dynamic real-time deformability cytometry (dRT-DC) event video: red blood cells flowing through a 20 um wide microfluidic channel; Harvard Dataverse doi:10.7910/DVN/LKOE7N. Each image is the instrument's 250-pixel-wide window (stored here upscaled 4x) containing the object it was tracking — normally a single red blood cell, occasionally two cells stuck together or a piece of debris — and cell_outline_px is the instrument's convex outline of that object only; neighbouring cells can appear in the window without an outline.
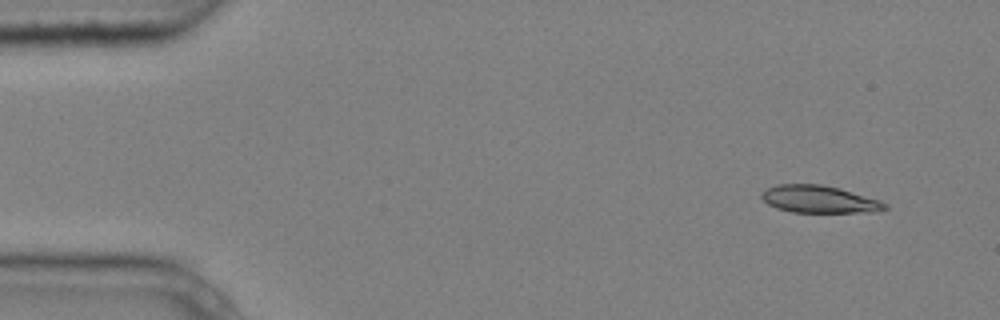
{"species": "common noctule bat (a hibernating species)", "species_latin": "Nyctalus noctula", "temperature_condition": "cold", "stored_images_in_passage": 4, "camera_frame_rate_fps": 3000, "um_per_image_px": 0.085, "animal": {"sex": "male", "body_mass_g": 20.4}, "frame": {"image": 1, "passage_image": 1, "time_ms": 0.0, "image_size_px": [1000, 320], "cell_outline_px": [[888, 208], [876, 212], [792, 212], [776, 208], [768, 204], [760, 196], [760, 192], [776, 184], [820, 184], [840, 188], [880, 200], [888, 204]], "centroid_in_image_um": [69.64, 16.93], "position_along_channel_um": 15.4, "area_um2": 19.77}}
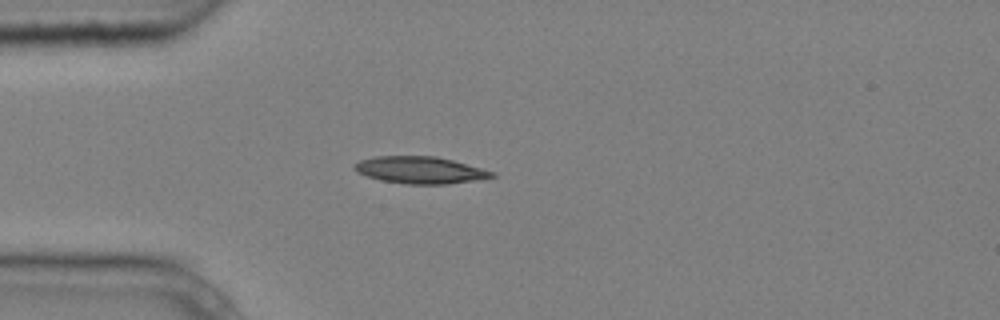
{"frame": {"image": 2, "passage_image": 4, "time_ms": 1.0, "image_size_px": [1000, 320], "cell_outline_px": [[496, 176], [448, 184], [404, 184], [380, 180], [356, 172], [352, 168], [352, 164], [360, 160], [376, 156], [436, 156], [452, 160], [496, 172]], "centroid_in_image_um": [35.66, 14.45], "position_along_channel_um": 49.3, "area_um2": 21.62}}